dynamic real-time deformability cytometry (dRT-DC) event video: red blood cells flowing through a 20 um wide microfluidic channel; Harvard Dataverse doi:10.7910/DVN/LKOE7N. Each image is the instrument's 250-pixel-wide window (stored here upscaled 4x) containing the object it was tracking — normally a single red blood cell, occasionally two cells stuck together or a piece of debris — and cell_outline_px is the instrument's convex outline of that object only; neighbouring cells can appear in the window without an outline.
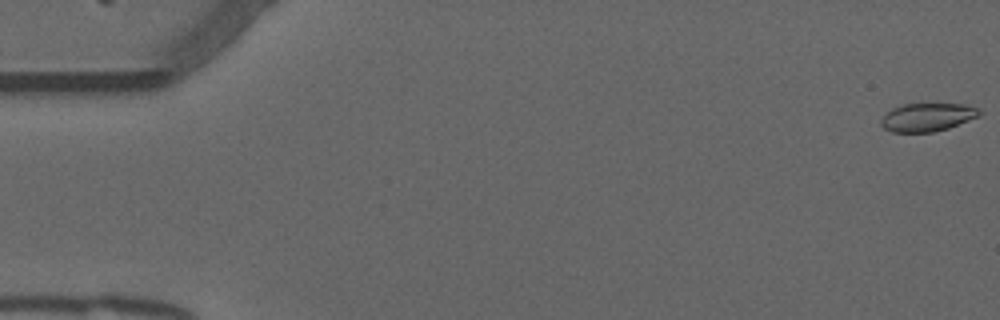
{"species": "common noctule bat (a hibernating species)", "species_latin": "Nyctalus noctula", "temperature_condition": "warm", "stored_images_in_passage": 54, "camera_frame_rate_fps": 3000, "um_per_image_px": 0.085, "animal": {"sex": "male", "forearm_length_mm": 52.5}, "frame": {"image": 1, "passage_image": 1, "time_ms": 0.0, "image_size_px": [1000, 320], "cell_outline_px": [[980, 116], [948, 128], [932, 132], [892, 132], [884, 128], [880, 124], [880, 120], [892, 108], [904, 104], [964, 104], [980, 108]], "centroid_in_image_um": [78.83, 9.96], "position_along_channel_um": 6.2, "area_um2": 16.13}}
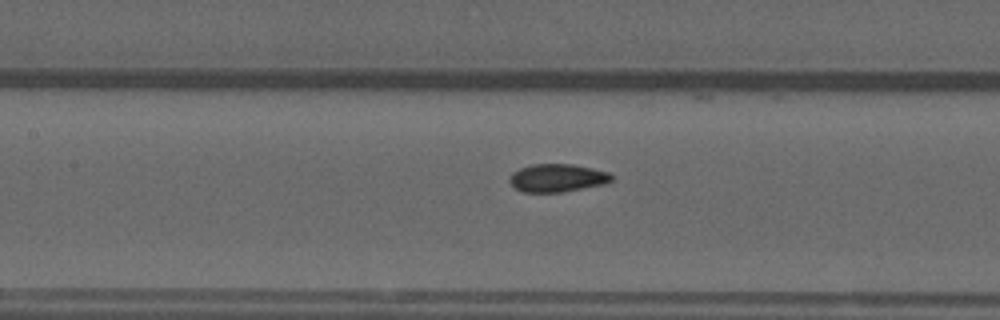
{"frame": {"image": 2, "passage_image": 25, "time_ms": 8.0, "image_size_px": [1000, 320], "cell_outline_px": [[612, 180], [608, 184], [564, 192], [524, 192], [516, 188], [508, 180], [512, 172], [520, 168], [532, 164], [572, 164], [592, 168], [608, 172], [612, 176]], "centroid_in_image_um": [47.39, 15.13], "position_along_channel_um": 160.0, "area_um2": 16.76}}
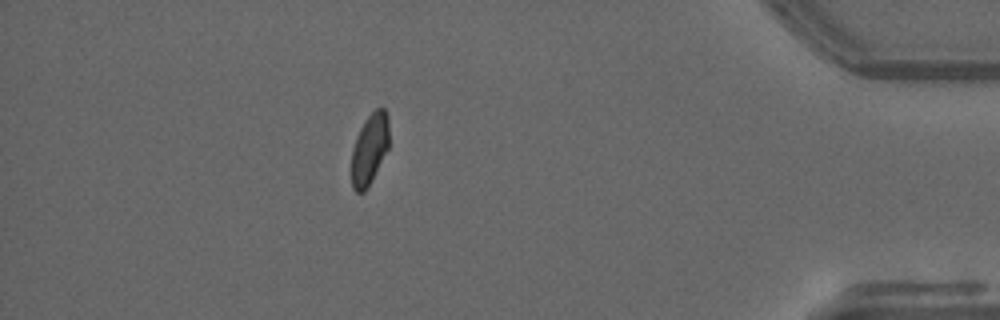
{"frame": {"image": 3, "passage_image": 48, "time_ms": 15.667, "image_size_px": [1000, 320], "cell_outline_px": [[388, 148], [368, 188], [364, 192], [356, 192], [352, 188], [352, 148], [360, 128], [364, 120], [376, 108], [384, 108], [388, 116]], "centroid_in_image_um": [31.4, 12.68], "position_along_channel_um": 403.8, "area_um2": 15.43}, "authors_computed_cell_mechanics": {"area_um2": 16.7331, "velocity_mm_per_s": 3.8087, "shape_relaxation_time_tau1_ms": null, "shape_relaxation_time_tau2_ms": 0.9242, "deformation_change_tau1": null, "deformation_change_tau2": 0.0365}}